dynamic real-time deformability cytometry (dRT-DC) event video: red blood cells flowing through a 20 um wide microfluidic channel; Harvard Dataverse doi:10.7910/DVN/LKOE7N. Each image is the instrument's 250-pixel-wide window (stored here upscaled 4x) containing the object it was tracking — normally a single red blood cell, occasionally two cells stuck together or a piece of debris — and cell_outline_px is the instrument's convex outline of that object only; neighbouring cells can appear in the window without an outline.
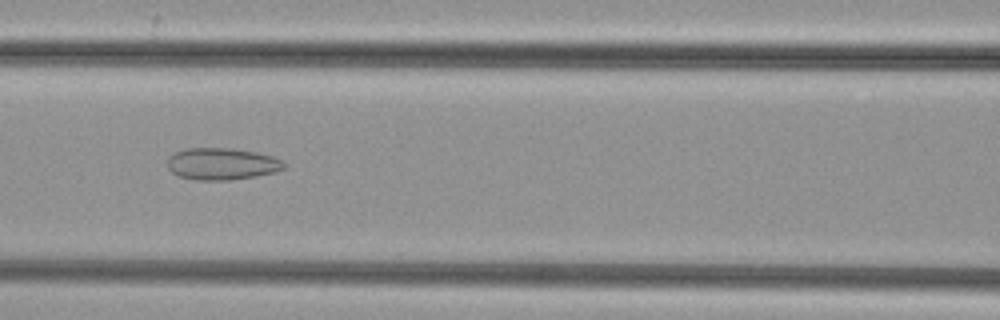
{"species": "common noctule bat (a hibernating species)", "species_latin": "Nyctalus noctula", "temperature_condition": "cold", "stored_images_in_passage": 48, "camera_frame_rate_fps": 3000, "um_per_image_px": 0.085, "animal": {"sex": "female", "body_mass_g": 29.2, "forearm_length_mm": 56.3}, "frame": {"image": 1, "passage_image": 19, "time_ms": 6.0, "image_size_px": [1000, 320], "cell_outline_px": [[284, 168], [276, 172], [256, 176], [228, 180], [196, 180], [176, 176], [168, 168], [168, 156], [184, 148], [232, 148], [256, 152], [272, 156], [280, 160], [284, 164]], "centroid_in_image_um": [18.82, 13.93], "position_along_channel_um": 147.8, "area_um2": 21.73}}
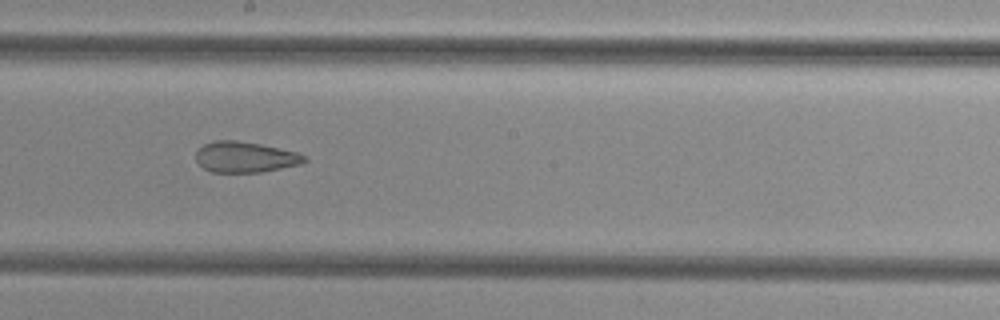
{"frame": {"image": 2, "passage_image": 25, "time_ms": 8.0, "image_size_px": [1000, 320], "cell_outline_px": [[308, 160], [300, 164], [260, 172], [212, 172], [204, 168], [196, 160], [196, 152], [204, 144], [212, 140], [236, 140], [260, 144], [296, 152], [308, 156]], "centroid_in_image_um": [20.84, 13.34], "position_along_channel_um": 227.4, "area_um2": 19.36}}
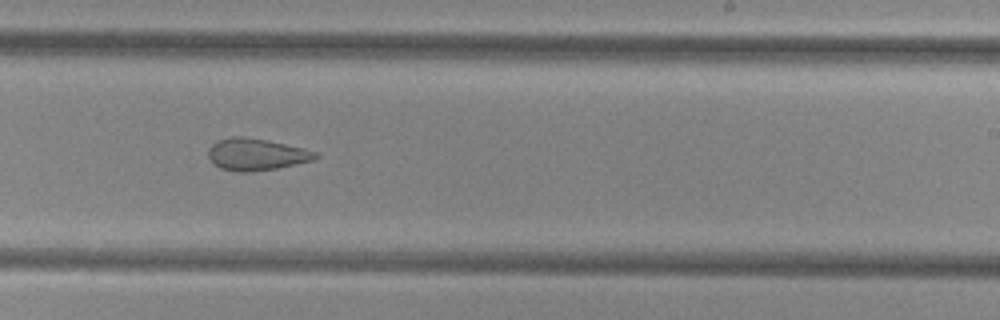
{"frame": {"image": 3, "passage_image": 28, "time_ms": 9.0, "image_size_px": [1000, 320], "cell_outline_px": [[320, 156], [312, 160], [276, 168], [252, 172], [236, 172], [220, 168], [208, 156], [208, 148], [216, 140], [232, 136], [244, 136], [268, 140], [304, 148], [316, 152]], "centroid_in_image_um": [21.76, 13.11], "position_along_channel_um": 267.2, "area_um2": 19.94}}